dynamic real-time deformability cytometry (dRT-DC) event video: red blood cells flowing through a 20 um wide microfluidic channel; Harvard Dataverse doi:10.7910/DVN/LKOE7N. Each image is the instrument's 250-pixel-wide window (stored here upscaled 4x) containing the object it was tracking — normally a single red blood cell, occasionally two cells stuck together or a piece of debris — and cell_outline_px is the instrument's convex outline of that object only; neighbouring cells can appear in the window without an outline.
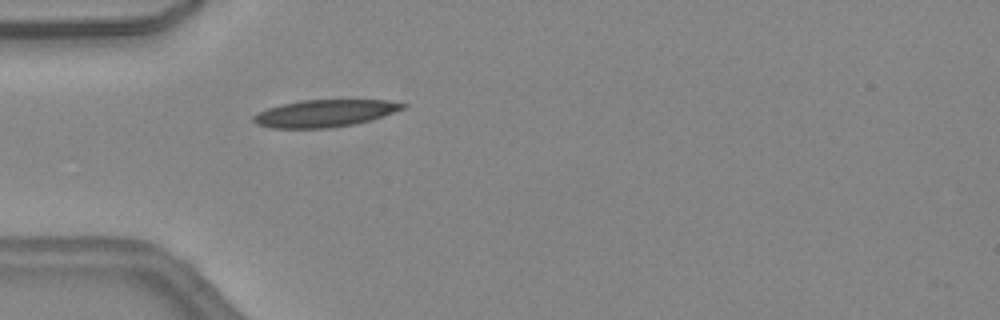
{"species": "common noctule bat (a hibernating species)", "species_latin": "Nyctalus noctula", "temperature_condition": "warm", "stored_images_in_passage": 33, "camera_frame_rate_fps": 3000, "um_per_image_px": 0.085, "animal": {"sex": "female", "body_mass_g": 24.6, "forearm_length_mm": 56.2}, "frame": {"image": 1, "passage_image": 1, "time_ms": 0.0, "image_size_px": [1000, 320], "cell_outline_px": [[408, 104], [404, 108], [372, 120], [356, 124], [328, 128], [272, 128], [256, 124], [252, 120], [252, 116], [256, 112], [280, 104], [304, 100], [388, 100]], "centroid_in_image_um": [27.58, 9.63], "position_along_channel_um": 57.4, "area_um2": 23.76}}
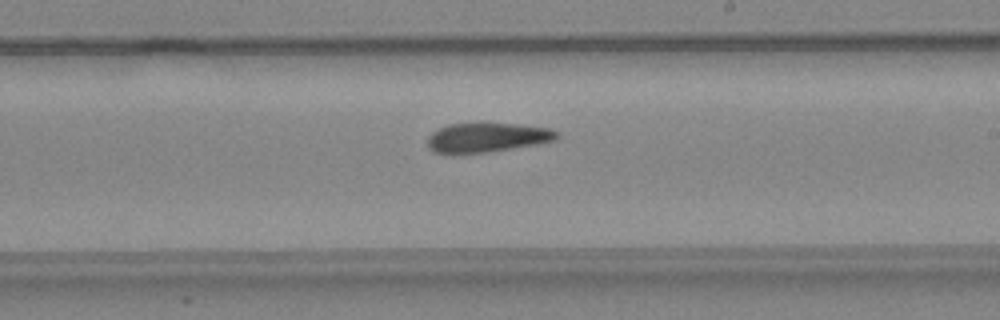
{"frame": {"image": 2, "passage_image": 14, "time_ms": 4.333, "image_size_px": [1000, 320], "cell_outline_px": [[560, 136], [556, 140], [484, 152], [452, 156], [432, 152], [428, 148], [428, 136], [432, 132], [448, 124], [516, 124], [548, 128], [560, 132]], "centroid_in_image_um": [41.31, 11.72], "position_along_channel_um": 247.7, "area_um2": 22.14}}
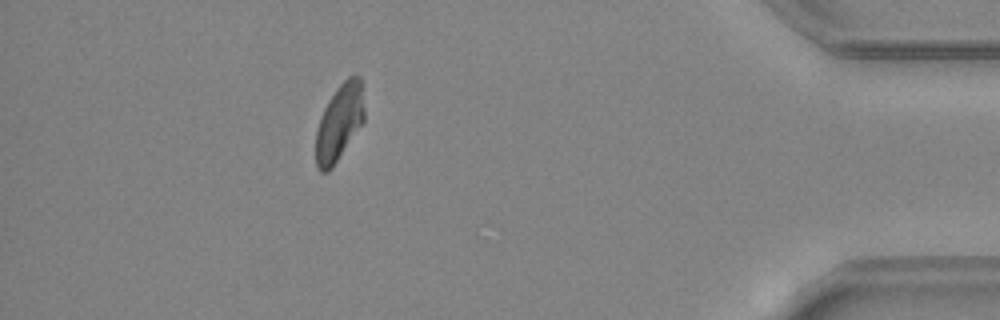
{"frame": {"image": 3, "passage_image": 28, "time_ms": 9.0, "image_size_px": [1000, 320], "cell_outline_px": [[364, 120], [332, 168], [328, 172], [320, 172], [316, 168], [316, 128], [320, 116], [328, 100], [336, 88], [348, 76], [356, 72], [360, 76], [364, 108]], "centroid_in_image_um": [28.83, 10.38], "position_along_channel_um": 406.4, "area_um2": 21.68}, "authors_computed_cell_mechanics": {"area_um2": 22.6576, "velocity_mm_per_s": 4.5054, "shape_relaxation_time_tau1_ms": null, "shape_relaxation_time_tau2_ms": 7.387, "deformation_change_tau1": null, "deformation_change_tau2": 0.1947}}